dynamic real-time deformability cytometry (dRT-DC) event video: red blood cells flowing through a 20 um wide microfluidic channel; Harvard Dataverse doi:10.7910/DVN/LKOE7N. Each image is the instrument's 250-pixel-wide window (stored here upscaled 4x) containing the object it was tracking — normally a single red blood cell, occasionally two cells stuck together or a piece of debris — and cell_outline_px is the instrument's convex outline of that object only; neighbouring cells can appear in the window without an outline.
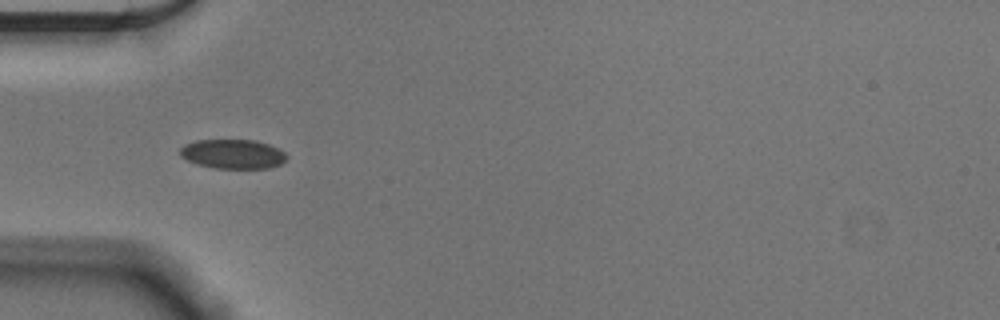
{"species": "Egyptian fruit bat (a non-hibernating species)", "species_latin": "Rousettus aegyptiacus", "temperature_condition": "cold", "stored_images_in_passage": 42, "camera_frame_rate_fps": 3000, "um_per_image_px": 0.085, "animal": {"sex": "male"}, "frame": {"image": 1, "passage_image": 4, "time_ms": 1.0, "image_size_px": [1000, 320], "cell_outline_px": [[288, 156], [280, 164], [268, 168], [216, 168], [196, 164], [180, 156], [180, 148], [184, 144], [196, 140], [256, 140], [268, 144], [284, 152]], "centroid_in_image_um": [19.76, 13.08], "position_along_channel_um": 65.2, "area_um2": 18.15}}
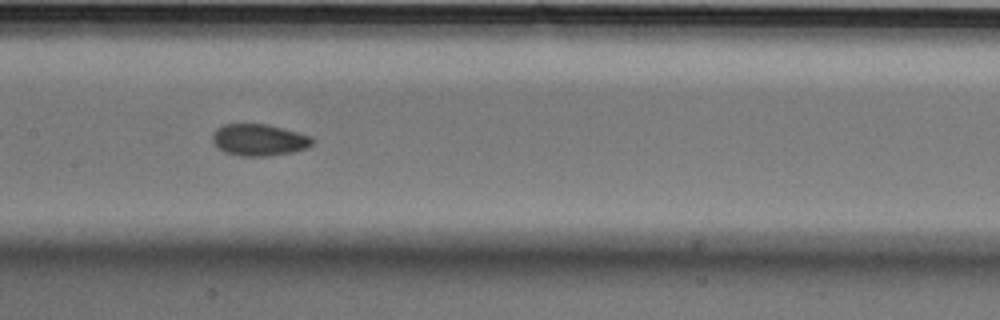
{"frame": {"image": 2, "passage_image": 14, "time_ms": 4.333, "image_size_px": [1000, 320], "cell_outline_px": [[316, 140], [308, 148], [292, 152], [268, 156], [240, 156], [224, 152], [216, 148], [212, 140], [212, 136], [216, 128], [224, 124], [264, 124], [312, 136]], "centroid_in_image_um": [22.0, 11.9], "position_along_channel_um": 185.4, "area_um2": 18.55}}
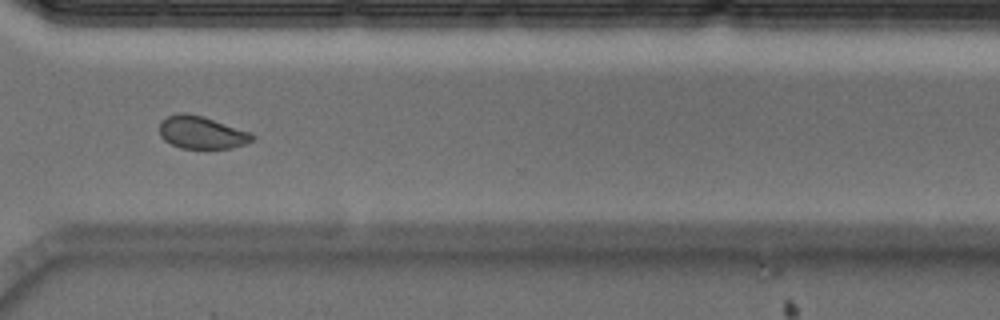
{"frame": {"image": 3, "passage_image": 28, "time_ms": 9.0, "image_size_px": [1000, 320], "cell_outline_px": [[256, 140], [232, 148], [180, 148], [164, 140], [160, 136], [160, 120], [168, 116], [180, 112], [184, 112], [204, 116], [252, 132], [256, 136]], "centroid_in_image_um": [17.17, 11.25], "position_along_channel_um": 353.4, "area_um2": 17.92}, "authors_computed_cell_mechanics": {"area_um2": 18.1203, "velocity_mm_per_s": 3.6042, "shape_relaxation_time_tau1_ms": 5.3144, "shape_relaxation_time_tau2_ms": 1.7481, "deformation_change_tau1": 0.0876, "deformation_change_tau2": 0.0586}}